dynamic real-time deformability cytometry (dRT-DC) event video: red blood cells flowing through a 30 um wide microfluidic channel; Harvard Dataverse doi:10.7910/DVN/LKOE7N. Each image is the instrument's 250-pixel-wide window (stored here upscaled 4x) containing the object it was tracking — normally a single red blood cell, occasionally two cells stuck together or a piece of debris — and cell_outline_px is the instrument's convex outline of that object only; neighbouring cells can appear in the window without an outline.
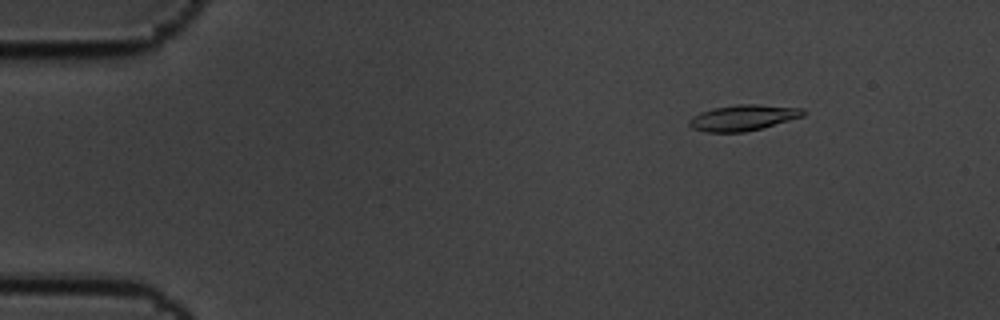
{"species": "common noctule bat (a hibernating species)", "species_latin": "Nyctalus noctula", "temperature_condition": "cold", "stored_images_in_passage": 6, "camera_frame_rate_fps": 3000, "um_per_image_px": 0.085, "animal": {"sex": "male", "body_mass_g": 19.5, "forearm_length_mm": 54.6}, "frame": {"image": 1, "passage_image": 3, "time_ms": 0.667, "image_size_px": [1000, 320], "cell_outline_px": [[804, 116], [760, 128], [744, 132], [704, 132], [692, 128], [688, 124], [688, 120], [692, 116], [700, 112], [712, 108], [736, 104], [760, 104], [804, 108]], "centroid_in_image_um": [63.13, 9.99], "position_along_channel_um": 21.9, "area_um2": 17.22}}